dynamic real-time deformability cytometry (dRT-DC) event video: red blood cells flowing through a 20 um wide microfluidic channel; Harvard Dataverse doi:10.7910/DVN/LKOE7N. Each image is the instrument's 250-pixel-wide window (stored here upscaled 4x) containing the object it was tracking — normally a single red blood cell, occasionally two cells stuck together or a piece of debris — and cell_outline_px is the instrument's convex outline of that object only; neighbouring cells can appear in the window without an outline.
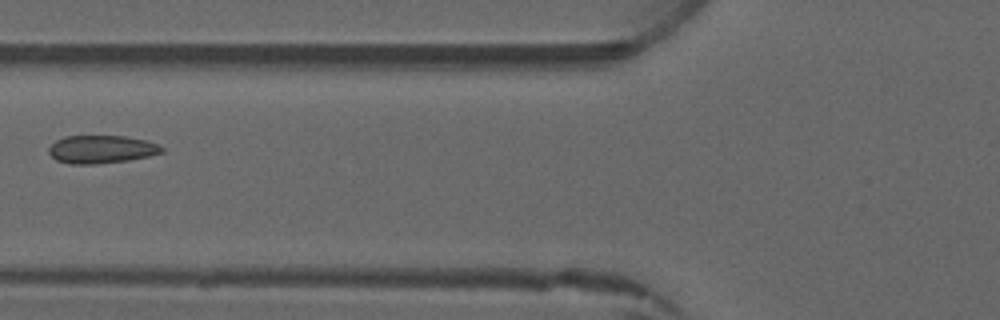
{"species": "common noctule bat (a hibernating species)", "species_latin": "Nyctalus noctula", "temperature_condition": "warm", "stored_images_in_passage": 6, "camera_frame_rate_fps": 3000, "um_per_image_px": 0.085, "animal": {"sex": "male", "forearm_length_mm": 52.5}, "frame": {"image": 1, "passage_image": 6, "time_ms": 6.0, "image_size_px": [1000, 320], "cell_outline_px": [[164, 152], [148, 156], [128, 160], [96, 164], [68, 164], [56, 160], [48, 152], [48, 148], [56, 140], [64, 136], [124, 136], [148, 140], [160, 144], [164, 148]], "centroid_in_image_um": [8.64, 12.69], "position_along_channel_um": 117.2, "area_um2": 18.61}}